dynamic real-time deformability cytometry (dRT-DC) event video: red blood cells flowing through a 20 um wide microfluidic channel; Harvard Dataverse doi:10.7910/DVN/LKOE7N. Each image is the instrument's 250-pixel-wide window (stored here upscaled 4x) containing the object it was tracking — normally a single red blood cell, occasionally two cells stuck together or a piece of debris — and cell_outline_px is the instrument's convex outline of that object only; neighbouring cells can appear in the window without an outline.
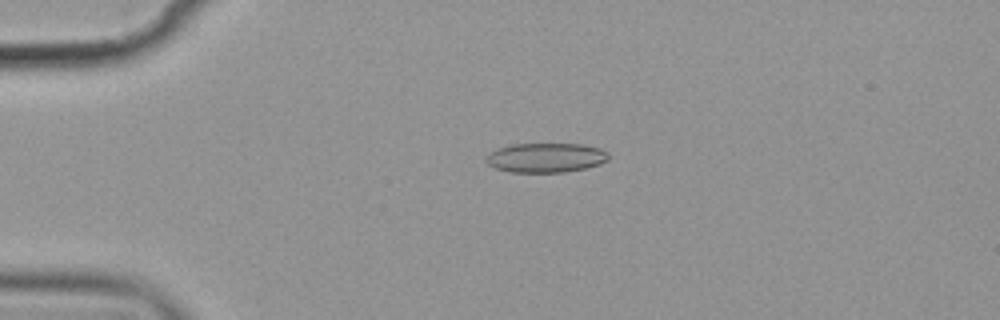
{"species": "common noctule bat (a hibernating species)", "species_latin": "Nyctalus noctula", "temperature_condition": "cold", "stored_images_in_passage": 5, "camera_frame_rate_fps": 3000, "um_per_image_px": 0.085, "animal": {"sex": "female", "body_mass_g": 19.9}, "frame": {"image": 1, "passage_image": 4, "time_ms": 3.667, "image_size_px": [1000, 320], "cell_outline_px": [[608, 160], [600, 164], [584, 168], [564, 172], [508, 172], [496, 168], [488, 164], [488, 156], [492, 152], [500, 148], [512, 144], [580, 144], [600, 148], [608, 152]], "centroid_in_image_um": [46.44, 13.4], "position_along_channel_um": 38.6, "area_um2": 20.75}}